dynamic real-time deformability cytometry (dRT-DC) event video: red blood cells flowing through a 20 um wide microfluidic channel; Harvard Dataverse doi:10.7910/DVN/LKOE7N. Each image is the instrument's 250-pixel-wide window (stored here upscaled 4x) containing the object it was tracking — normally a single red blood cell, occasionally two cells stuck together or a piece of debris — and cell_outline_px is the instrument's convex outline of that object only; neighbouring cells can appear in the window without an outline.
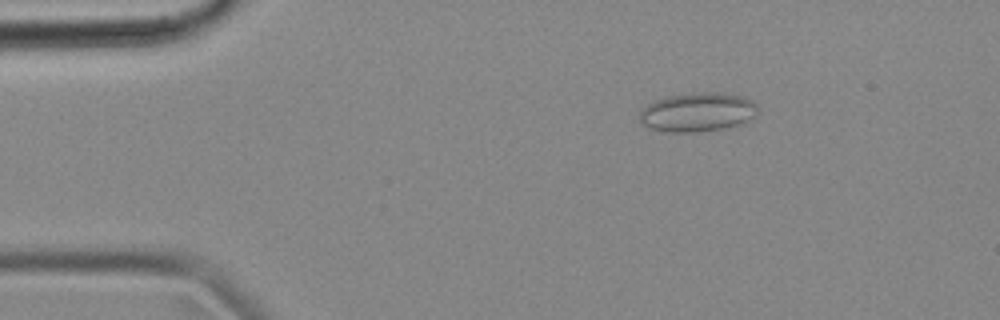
{"species": "common noctule bat (a hibernating species)", "species_latin": "Nyctalus noctula", "temperature_condition": "cold", "stored_images_in_passage": 54, "camera_frame_rate_fps": 3000, "um_per_image_px": 0.085, "animal": {"sex": "female", "body_mass_g": 18.4}, "frame": {"image": 1, "passage_image": 8, "time_ms": 2.333, "image_size_px": [1000, 320], "cell_outline_px": [[756, 116], [752, 120], [740, 124], [724, 128], [696, 132], [668, 132], [652, 128], [640, 124], [640, 112], [652, 100], [668, 96], [692, 92], [724, 92], [744, 96], [752, 100], [756, 104]], "centroid_in_image_um": [59.31, 9.52], "position_along_channel_um": 25.7, "area_um2": 27.22}}
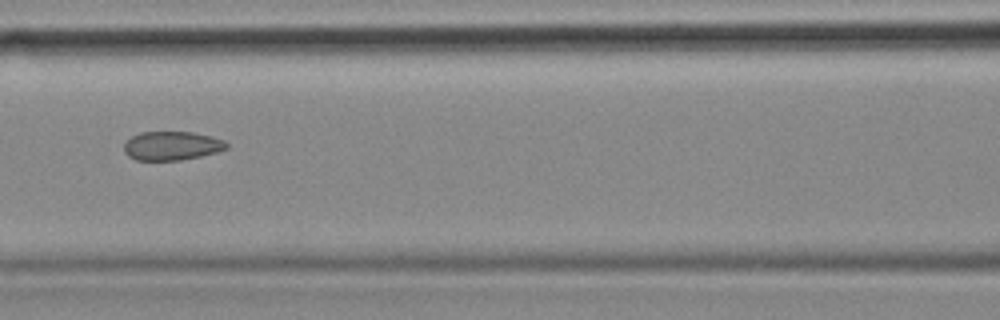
{"frame": {"image": 2, "passage_image": 23, "time_ms": 7.333, "image_size_px": [1000, 320], "cell_outline_px": [[228, 148], [216, 152], [200, 156], [180, 160], [136, 160], [128, 156], [124, 152], [124, 144], [132, 136], [140, 132], [192, 132], [212, 136], [224, 140], [228, 144]], "centroid_in_image_um": [14.6, 12.39], "position_along_channel_um": 152.0, "area_um2": 17.22}}
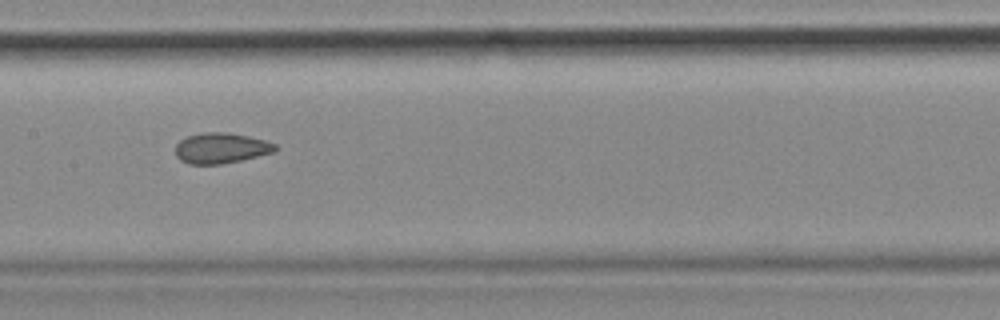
{"frame": {"image": 3, "passage_image": 26, "time_ms": 8.333, "image_size_px": [1000, 320], "cell_outline_px": [[276, 148], [272, 152], [240, 160], [220, 164], [188, 164], [180, 160], [176, 156], [176, 144], [180, 140], [188, 136], [200, 132], [228, 132], [248, 136], [264, 140], [276, 144]], "centroid_in_image_um": [18.74, 12.58], "position_along_channel_um": 188.7, "area_um2": 17.63}, "authors_computed_cell_mechanics": {"area_um2": 18.6694, "velocity_mm_per_s": 3.6746, "shape_relaxation_time_tau1_ms": null, "shape_relaxation_time_tau2_ms": 2.1519, "deformation_change_tau1": null, "deformation_change_tau2": 0.0741}}